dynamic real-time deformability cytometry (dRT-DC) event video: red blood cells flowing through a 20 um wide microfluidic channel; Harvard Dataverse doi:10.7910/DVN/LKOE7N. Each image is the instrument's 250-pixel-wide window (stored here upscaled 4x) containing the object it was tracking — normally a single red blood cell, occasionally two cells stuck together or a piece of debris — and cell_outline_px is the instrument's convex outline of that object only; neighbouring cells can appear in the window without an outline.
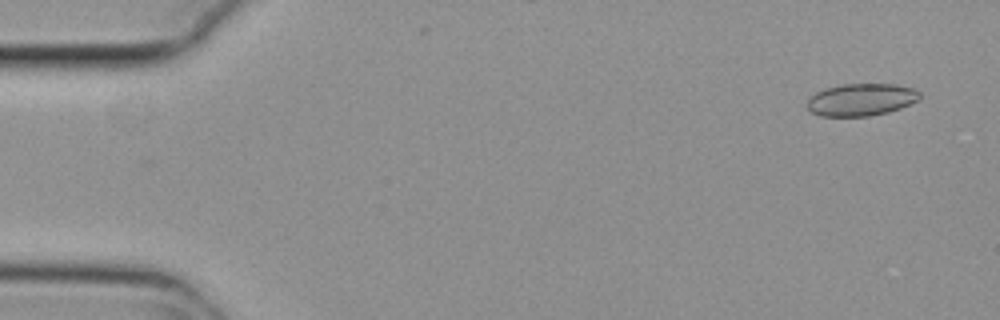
{"species": "common noctule bat (a hibernating species)", "species_latin": "Nyctalus noctula", "temperature_condition": "cold", "stored_images_in_passage": 28, "camera_frame_rate_fps": 3000, "um_per_image_px": 0.085, "animal": {"sex": "female", "body_mass_g": 29.2, "forearm_length_mm": 56.3}, "frame": {"image": 1, "passage_image": 3, "time_ms": 0.667, "image_size_px": [1000, 320], "cell_outline_px": [[920, 96], [916, 100], [900, 108], [888, 112], [868, 116], [820, 116], [812, 112], [804, 104], [816, 92], [824, 88], [844, 84], [896, 84], [912, 88], [920, 92]], "centroid_in_image_um": [73.16, 8.47], "position_along_channel_um": 11.8, "area_um2": 21.1}}
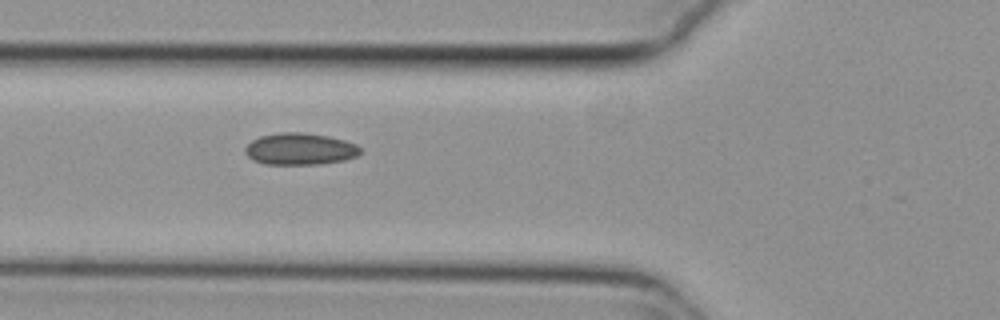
{"frame": {"image": 2, "passage_image": 20, "time_ms": 6.333, "image_size_px": [1000, 320], "cell_outline_px": [[364, 152], [356, 156], [344, 160], [320, 164], [264, 164], [252, 160], [244, 152], [244, 148], [252, 140], [260, 136], [280, 132], [304, 132], [328, 136], [344, 140], [356, 144]], "centroid_in_image_um": [25.49, 12.66], "position_along_channel_um": 100.3, "area_um2": 21.5}}
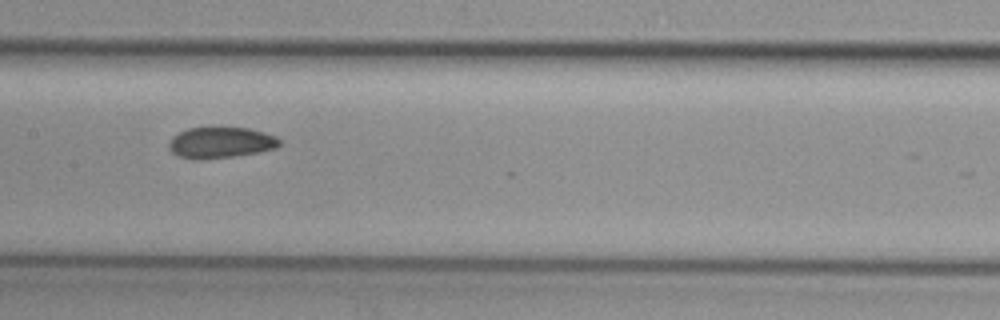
{"frame": {"image": 3, "passage_image": 27, "time_ms": 8.667, "image_size_px": [1000, 320], "cell_outline_px": [[280, 144], [276, 148], [256, 152], [232, 156], [192, 160], [180, 156], [172, 152], [168, 148], [168, 144], [172, 136], [188, 128], [248, 128], [264, 132], [276, 136], [280, 140]], "centroid_in_image_um": [18.74, 12.12], "position_along_channel_um": 188.7, "area_um2": 19.77}}